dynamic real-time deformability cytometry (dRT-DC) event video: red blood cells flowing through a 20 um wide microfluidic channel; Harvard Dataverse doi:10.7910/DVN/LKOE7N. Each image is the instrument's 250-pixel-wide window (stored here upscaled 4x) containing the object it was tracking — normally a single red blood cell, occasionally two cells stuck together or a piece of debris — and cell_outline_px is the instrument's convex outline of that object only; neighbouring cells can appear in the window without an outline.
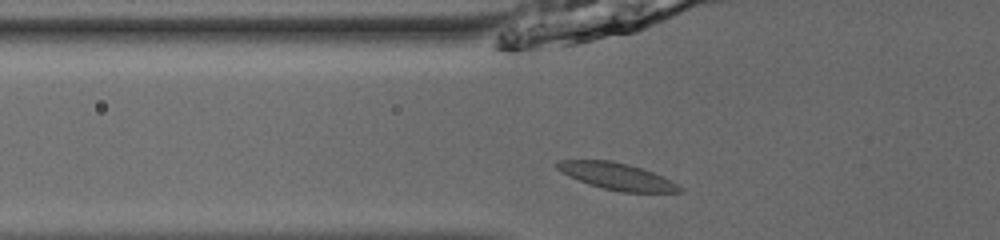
{"species": "common noctule bat (a hibernating species)", "species_latin": "Nyctalus noctula", "temperature_condition": "room temperature", "stored_images_in_passage": 35, "camera_frame_rate_fps": 3000, "um_per_image_px": 0.085, "animal": {"sex": "male", "body_mass_g": 13.0, "forearm_length_mm": 53.1}, "frame": {"image": 1, "passage_image": 2, "time_ms": 0.333, "image_size_px": [1000, 240], "cell_outline_px": [[684, 192], [624, 192], [604, 188], [588, 184], [568, 176], [560, 172], [556, 168], [556, 164], [560, 160], [612, 160], [628, 164], [652, 172], [672, 180], [684, 188]], "centroid_in_image_um": [52.45, 14.99], "position_along_channel_um": 73.3, "area_um2": 19.13}}
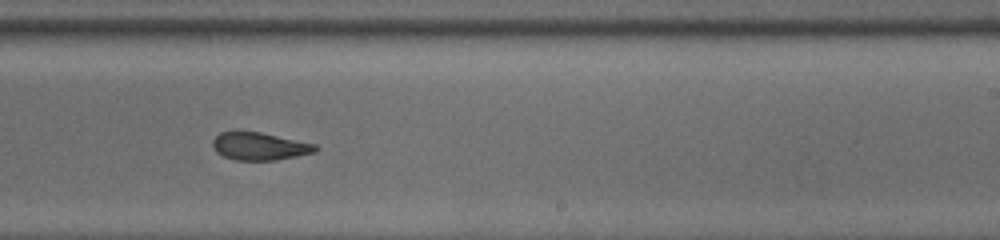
{"frame": {"image": 2, "passage_image": 17, "time_ms": 5.333, "image_size_px": [1000, 240], "cell_outline_px": [[320, 148], [316, 152], [276, 160], [236, 160], [224, 156], [216, 152], [212, 144], [212, 140], [220, 132], [260, 132], [316, 144]], "centroid_in_image_um": [22.08, 12.44], "position_along_channel_um": 266.9, "area_um2": 16.47}}
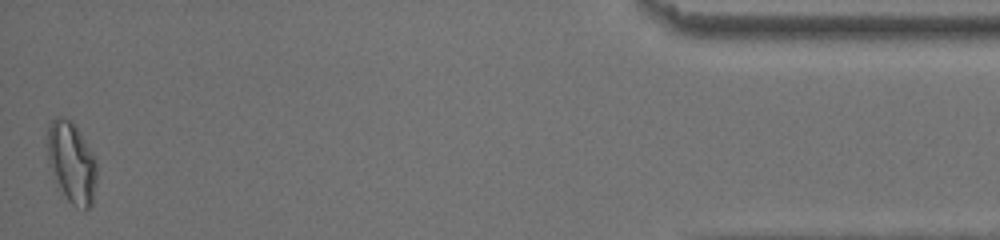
{"frame": {"image": 3, "passage_image": 35, "time_ms": 11.333, "image_size_px": [1000, 240], "cell_outline_px": [[96, 180], [92, 204], [84, 212], [76, 208], [68, 200], [56, 180], [48, 164], [48, 124], [56, 116], [60, 116], [72, 120], [80, 132], [92, 152], [96, 160]], "centroid_in_image_um": [6.1, 13.8], "position_along_channel_um": 429.1, "area_um2": 23.29}, "authors_computed_cell_mechanics": {"area_um2": 17.7446, "velocity_mm_per_s": 3.8633, "shape_relaxation_time_tau1_ms": 9.394, "shape_relaxation_time_tau2_ms": 1.6962, "deformation_change_tau1": 0.1953, "deformation_change_tau2": 0.0929}}